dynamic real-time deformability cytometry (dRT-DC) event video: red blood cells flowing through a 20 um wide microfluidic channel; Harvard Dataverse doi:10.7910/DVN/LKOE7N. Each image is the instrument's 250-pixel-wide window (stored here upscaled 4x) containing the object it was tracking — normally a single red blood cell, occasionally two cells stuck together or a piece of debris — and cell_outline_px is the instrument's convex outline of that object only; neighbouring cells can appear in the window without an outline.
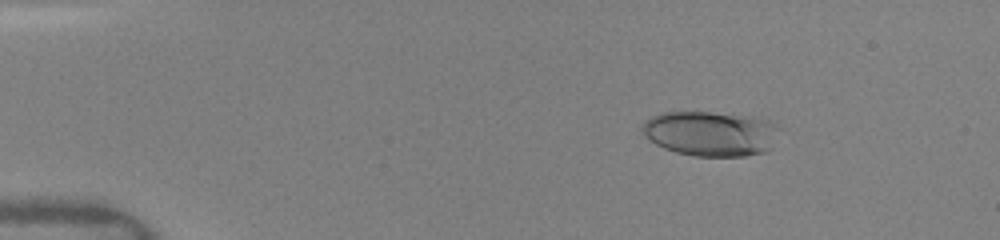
{"species": "human", "species_latin": "Homo sapiens", "temperature_condition": "warm", "stored_images_in_passage": 33, "camera_frame_rate_fps": 3000, "um_per_image_px": 0.085, "donor": {"sex": "female"}, "frame": {"image": 1, "passage_image": 5, "time_ms": 2.0, "image_size_px": [1000, 240], "cell_outline_px": [[780, 128], [768, 148], [764, 152], [744, 156], [692, 156], [676, 152], [664, 148], [656, 144], [644, 136], [640, 128], [652, 116], [660, 112], [708, 112], [752, 116], [768, 120], [776, 124]], "centroid_in_image_um": [60.37, 11.34], "position_along_channel_um": 24.6, "area_um2": 35.78}}
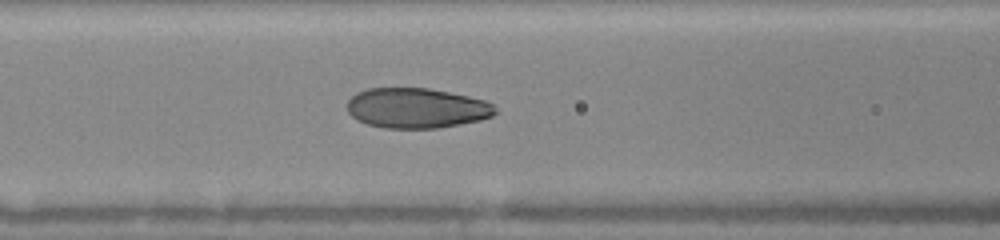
{"frame": {"image": 2, "passage_image": 13, "time_ms": 6.667, "image_size_px": [1000, 240], "cell_outline_px": [[496, 112], [492, 116], [480, 120], [460, 124], [436, 128], [384, 128], [368, 124], [356, 120], [348, 112], [348, 100], [356, 92], [368, 88], [428, 88], [468, 96], [484, 100], [492, 104], [496, 108]], "centroid_in_image_um": [35.39, 9.18], "position_along_channel_um": 131.2, "area_um2": 34.56}}
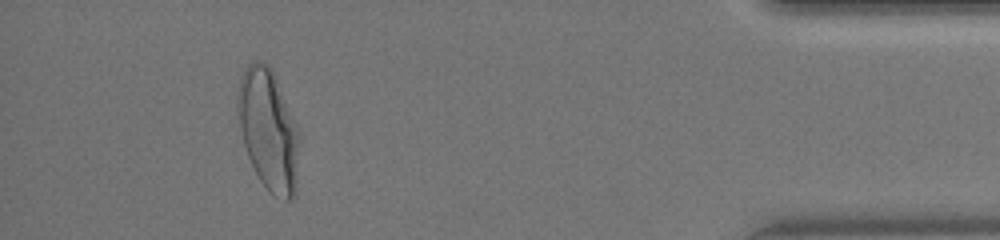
{"frame": {"image": 3, "passage_image": 29, "time_ms": 14.667, "image_size_px": [1000, 240], "cell_outline_px": [[300, 132], [296, 192], [292, 200], [284, 200], [268, 192], [260, 180], [248, 156], [244, 144], [240, 124], [236, 100], [236, 96], [240, 80], [244, 68], [252, 60], [260, 60], [268, 64], [272, 68], [276, 76]], "centroid_in_image_um": [22.84, 11.01], "position_along_channel_um": 412.4, "area_um2": 43.87}, "authors_computed_cell_mechanics": {"area_um2": 36.0094, "velocity_mm_per_s": 4.1389, "shape_relaxation_time_tau1_ms": 3.7489, "shape_relaxation_time_tau2_ms": null, "deformation_change_tau1": 0.172, "deformation_change_tau2": null}}